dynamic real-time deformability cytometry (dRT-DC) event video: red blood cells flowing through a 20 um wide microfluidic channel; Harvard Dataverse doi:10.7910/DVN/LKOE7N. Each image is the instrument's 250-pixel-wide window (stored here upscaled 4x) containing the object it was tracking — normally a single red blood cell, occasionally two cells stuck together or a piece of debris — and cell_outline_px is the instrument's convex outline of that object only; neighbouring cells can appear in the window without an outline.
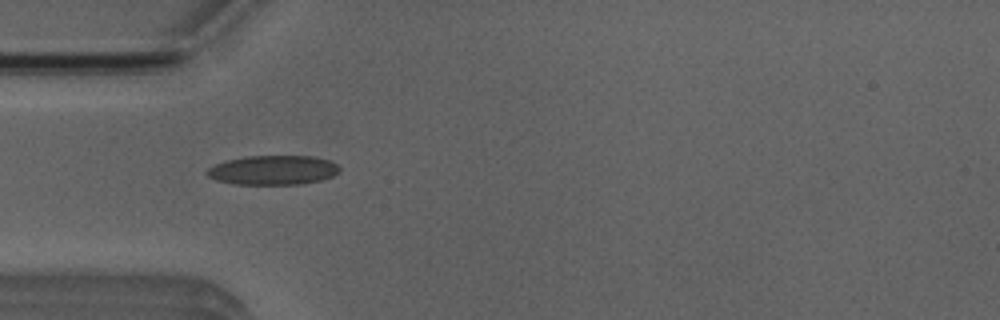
{"species": "Egyptian fruit bat (a non-hibernating species)", "species_latin": "Rousettus aegyptiacus", "temperature_condition": "room temperature", "stored_images_in_passage": 6, "camera_frame_rate_fps": 3000, "um_per_image_px": 0.085, "animal": {"sex": "male"}, "frame": {"image": 1, "passage_image": 4, "time_ms": 3.667, "image_size_px": [1000, 320], "cell_outline_px": [[340, 172], [332, 176], [320, 180], [300, 184], [232, 184], [216, 180], [208, 176], [204, 172], [208, 168], [216, 164], [228, 160], [248, 156], [312, 156], [328, 160], [336, 164], [340, 168]], "centroid_in_image_um": [23.2, 14.46], "position_along_channel_um": 61.8, "area_um2": 22.6}}